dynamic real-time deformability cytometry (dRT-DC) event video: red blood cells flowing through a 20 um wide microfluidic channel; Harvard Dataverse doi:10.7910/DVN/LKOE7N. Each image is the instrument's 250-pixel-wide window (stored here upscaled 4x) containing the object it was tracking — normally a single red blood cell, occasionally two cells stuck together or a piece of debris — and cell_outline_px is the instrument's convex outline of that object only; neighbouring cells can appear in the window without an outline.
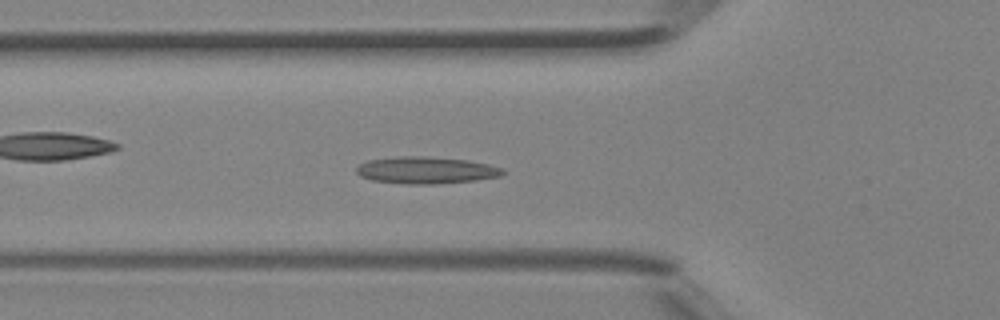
{"species": "Egyptian fruit bat (a non-hibernating species)", "species_latin": "Rousettus aegyptiacus", "temperature_condition": "room temperature", "stored_images_in_passage": 40, "camera_frame_rate_fps": 3000, "um_per_image_px": 0.085, "animal": {"sex": "female"}, "frame": {"image": 1, "passage_image": 11, "time_ms": 3.333, "image_size_px": [1000, 320], "cell_outline_px": [[504, 172], [500, 176], [476, 180], [436, 184], [408, 184], [372, 180], [360, 176], [356, 172], [356, 168], [360, 164], [368, 160], [396, 156], [424, 156], [468, 160], [488, 164], [504, 168]], "centroid_in_image_um": [36.21, 14.46], "position_along_channel_um": 89.6, "area_um2": 23.0}}
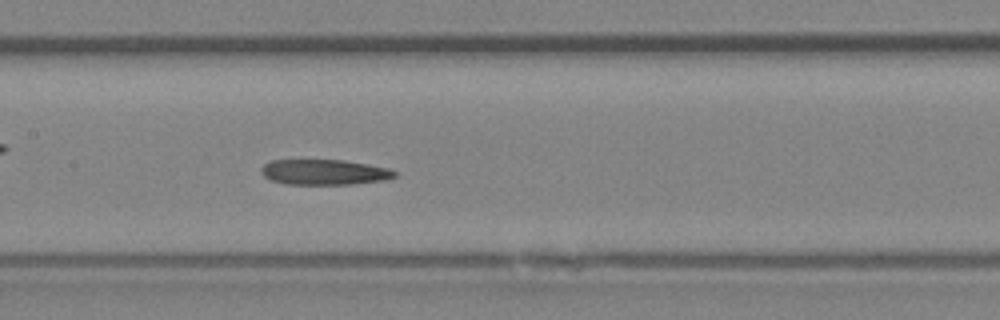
{"frame": {"image": 2, "passage_image": 17, "time_ms": 5.333, "image_size_px": [1000, 320], "cell_outline_px": [[400, 172], [396, 176], [384, 180], [352, 184], [284, 184], [272, 180], [264, 176], [260, 172], [260, 168], [264, 164], [272, 160], [344, 160], [388, 168]], "centroid_in_image_um": [27.57, 14.63], "position_along_channel_um": 179.8, "area_um2": 19.77}}
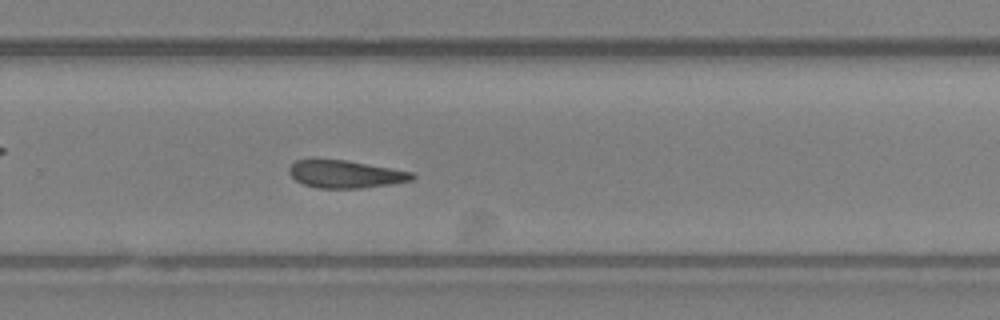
{"frame": {"image": 3, "passage_image": 25, "time_ms": 8.0, "image_size_px": [1000, 320], "cell_outline_px": [[416, 176], [412, 180], [392, 184], [360, 188], [316, 188], [304, 184], [296, 180], [288, 172], [288, 168], [296, 160], [312, 156], [316, 156], [344, 160], [392, 168], [412, 172]], "centroid_in_image_um": [29.29, 14.76], "position_along_channel_um": 300.5, "area_um2": 20.35}}